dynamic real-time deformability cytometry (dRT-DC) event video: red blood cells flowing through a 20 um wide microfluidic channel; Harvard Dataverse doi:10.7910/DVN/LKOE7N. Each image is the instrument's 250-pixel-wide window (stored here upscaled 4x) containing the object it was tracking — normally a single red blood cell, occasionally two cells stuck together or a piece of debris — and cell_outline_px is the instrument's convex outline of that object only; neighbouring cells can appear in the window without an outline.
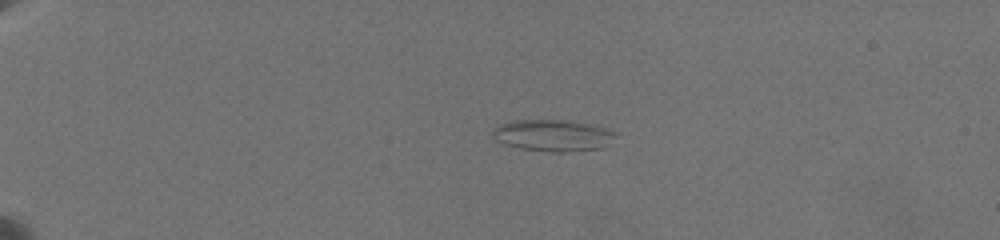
{"species": "common noctule bat (a hibernating species)", "species_latin": "Nyctalus noctula", "temperature_condition": "warm", "stored_images_in_passage": 54, "camera_frame_rate_fps": 3000, "um_per_image_px": 0.085, "animal": {"sex": "female", "body_mass_g": 19.5, "forearm_length_mm": 54.1}, "frame": {"image": 1, "passage_image": 3, "time_ms": 1.0, "image_size_px": [1000, 240], "cell_outline_px": [[620, 136], [608, 148], [568, 152], [552, 152], [520, 148], [504, 144], [496, 140], [492, 136], [492, 128], [500, 124], [516, 120], [560, 120], [604, 128], [620, 132]], "centroid_in_image_um": [47.08, 11.54], "position_along_channel_um": 37.9, "area_um2": 23.0}}
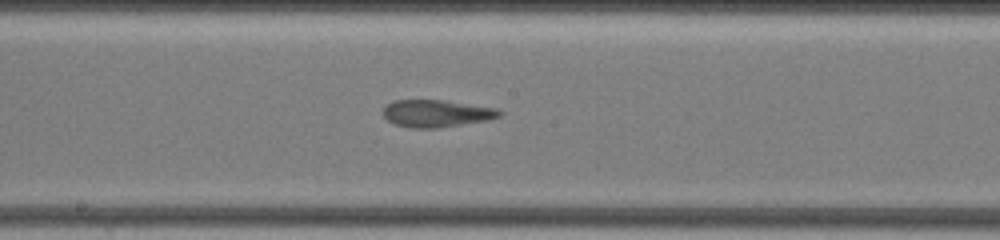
{"frame": {"image": 2, "passage_image": 26, "time_ms": 8.333, "image_size_px": [1000, 240], "cell_outline_px": [[504, 112], [500, 116], [488, 120], [436, 128], [408, 128], [396, 124], [388, 120], [384, 116], [384, 108], [388, 104], [396, 100], [440, 100], [496, 108]], "centroid_in_image_um": [37.11, 9.65], "position_along_channel_um": 211.1, "area_um2": 18.21}}
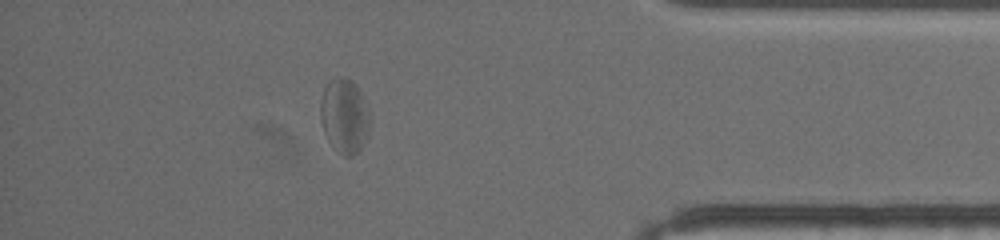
{"frame": {"image": 3, "passage_image": 45, "time_ms": 14.667, "image_size_px": [1000, 240], "cell_outline_px": [[372, 116], [368, 136], [360, 148], [352, 156], [344, 156], [332, 148], [324, 132], [320, 120], [320, 100], [324, 88], [336, 76], [344, 76], [352, 80], [356, 84], [368, 104]], "centroid_in_image_um": [29.31, 9.84], "position_along_channel_um": 405.9, "area_um2": 22.14}, "authors_computed_cell_mechanics": {"area_um2": 20.23, "velocity_mm_per_s": 3.4707, "shape_relaxation_time_tau1_ms": null, "shape_relaxation_time_tau2_ms": 1.6701, "deformation_change_tau1": null, "deformation_change_tau2": 0.091}}